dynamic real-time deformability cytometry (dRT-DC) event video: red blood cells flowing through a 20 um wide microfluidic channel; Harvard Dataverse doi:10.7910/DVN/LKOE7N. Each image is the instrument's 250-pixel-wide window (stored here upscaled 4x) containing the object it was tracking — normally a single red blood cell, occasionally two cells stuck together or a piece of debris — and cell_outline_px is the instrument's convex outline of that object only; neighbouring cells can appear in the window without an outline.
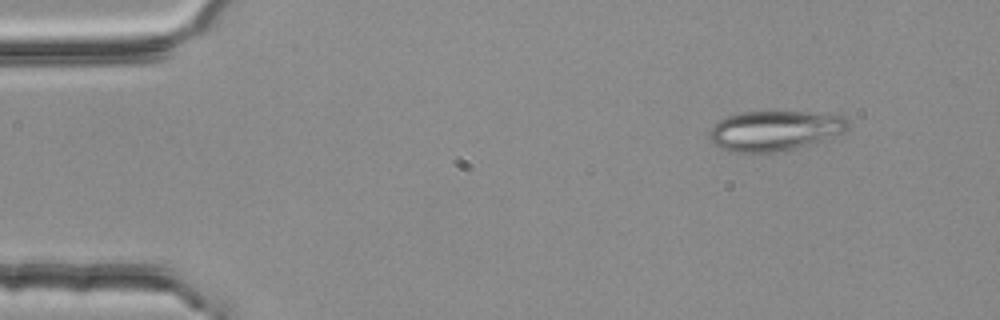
{"species": "common noctule bat (a hibernating species)", "species_latin": "Nyctalus noctula", "temperature_condition": "room temperature", "stored_images_in_passage": 4, "camera_frame_rate_fps": 3000, "um_per_image_px": 0.085, "animal": {"sex": "female", "body_mass_g": 25.1}, "frame": {"image": 1, "passage_image": 2, "time_ms": 0.333, "image_size_px": [1000, 320], "cell_outline_px": [[848, 128], [844, 132], [824, 140], [812, 144], [772, 152], [736, 152], [720, 148], [712, 144], [708, 136], [708, 132], [720, 120], [728, 116], [744, 112], [804, 112], [844, 116], [848, 120]], "centroid_in_image_um": [65.84, 11.11], "position_along_channel_um": 19.2, "area_um2": 32.02}}